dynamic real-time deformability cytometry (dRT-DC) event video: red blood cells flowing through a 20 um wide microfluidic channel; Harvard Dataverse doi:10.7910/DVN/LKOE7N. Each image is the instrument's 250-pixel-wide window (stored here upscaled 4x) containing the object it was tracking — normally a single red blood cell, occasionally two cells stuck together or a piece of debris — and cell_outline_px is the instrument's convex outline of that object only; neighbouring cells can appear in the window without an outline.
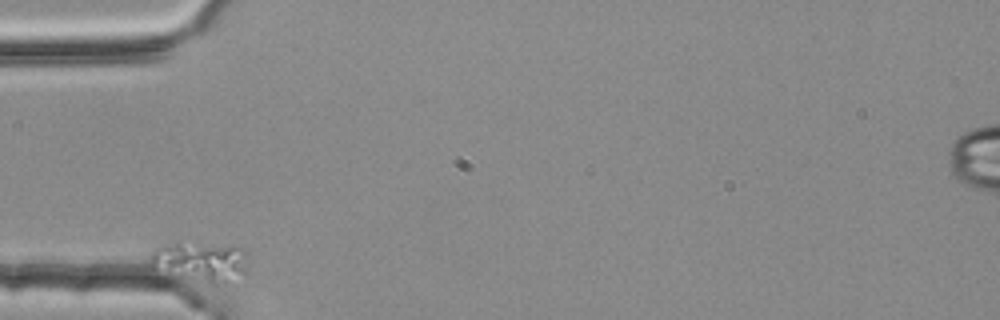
{"species": "common noctule bat (a hibernating species)", "species_latin": "Nyctalus noctula", "temperature_condition": "room temperature", "stored_images_in_passage": 1, "camera_frame_rate_fps": 3000, "um_per_image_px": 0.085, "animal": {"sex": "female", "body_mass_g": 25.1}, "frame": {"image": 1, "passage_image": 1, "time_ms": 0.0, "image_size_px": [1000, 320], "cell_outline_px": [[248, 276], [212, 284], [164, 276], [152, 268], [148, 264], [148, 260], [152, 252], [156, 248], [164, 244], [176, 240], [180, 240], [232, 244], [244, 248], [248, 252]], "centroid_in_image_um": [17.03, 22.21], "position_along_channel_um": 68.0, "area_um2": 24.97}}